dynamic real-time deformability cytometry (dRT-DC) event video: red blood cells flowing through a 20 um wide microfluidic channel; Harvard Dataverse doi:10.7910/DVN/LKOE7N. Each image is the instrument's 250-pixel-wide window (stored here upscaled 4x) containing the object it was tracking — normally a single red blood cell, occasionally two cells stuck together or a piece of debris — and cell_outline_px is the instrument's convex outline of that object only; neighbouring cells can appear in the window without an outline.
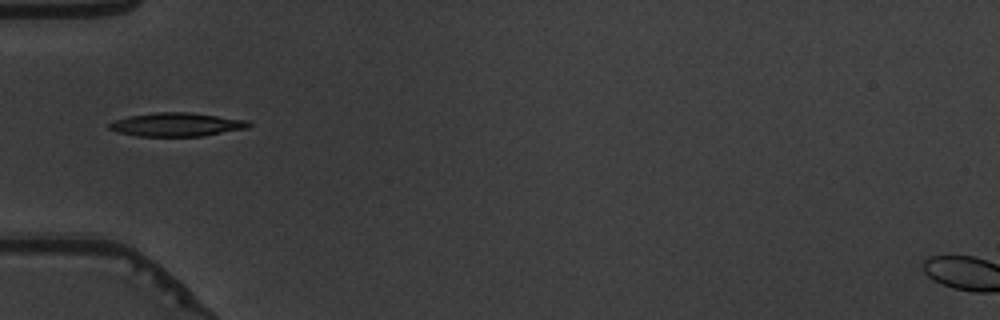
{"species": "common noctule bat (a hibernating species)", "species_latin": "Nyctalus noctula", "temperature_condition": "warm", "stored_images_in_passage": 32, "camera_frame_rate_fps": 3000, "um_per_image_px": 0.085, "animal": {"sex": "male", "body_mass_g": 19.5, "forearm_length_mm": 54.6}, "frame": {"image": 1, "passage_image": 1, "time_ms": 0.0, "image_size_px": [1000, 320], "cell_outline_px": [[252, 124], [248, 128], [204, 136], [136, 136], [116, 132], [108, 128], [108, 124], [116, 120], [128, 116], [156, 112], [192, 112], [248, 120]], "centroid_in_image_um": [15.03, 10.58], "position_along_channel_um": 70.0, "area_um2": 19.36}}
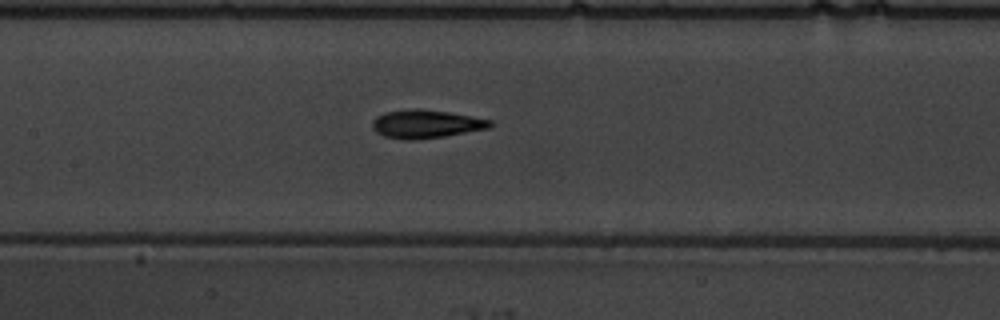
{"frame": {"image": 2, "passage_image": 9, "time_ms": 2.667, "image_size_px": [1000, 320], "cell_outline_px": [[492, 124], [488, 128], [444, 136], [416, 140], [404, 140], [384, 136], [376, 132], [372, 128], [372, 120], [376, 116], [384, 112], [412, 108], [420, 108], [448, 112], [472, 116], [492, 120]], "centroid_in_image_um": [36.16, 10.53], "position_along_channel_um": 171.2, "area_um2": 19.54}}
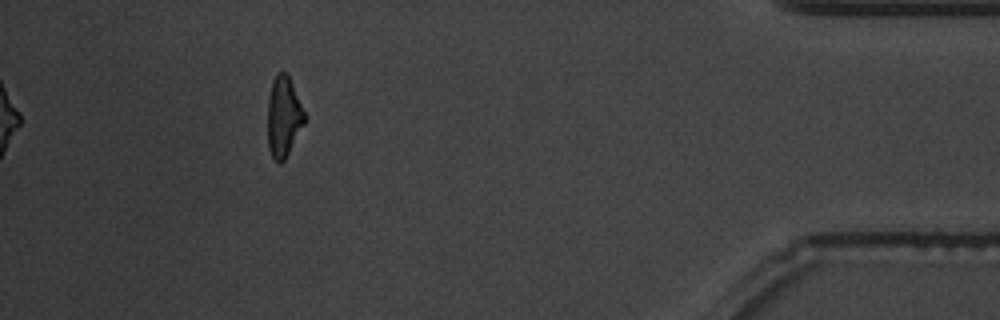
{"frame": {"image": 3, "passage_image": 32, "time_ms": 10.333, "image_size_px": [1000, 320], "cell_outline_px": [[304, 124], [284, 160], [280, 164], [272, 156], [268, 148], [268, 96], [272, 80], [276, 72], [288, 72], [304, 112]], "centroid_in_image_um": [24.08, 9.87], "position_along_channel_um": 411.1, "area_um2": 17.22}, "authors_computed_cell_mechanics": {"area_um2": 18.6405, "velocity_mm_per_s": 3.7985, "shape_relaxation_time_tau1_ms": 4.6843, "shape_relaxation_time_tau2_ms": 2.0116, "deformation_change_tau1": 0.216, "deformation_change_tau2": 0.0802}}